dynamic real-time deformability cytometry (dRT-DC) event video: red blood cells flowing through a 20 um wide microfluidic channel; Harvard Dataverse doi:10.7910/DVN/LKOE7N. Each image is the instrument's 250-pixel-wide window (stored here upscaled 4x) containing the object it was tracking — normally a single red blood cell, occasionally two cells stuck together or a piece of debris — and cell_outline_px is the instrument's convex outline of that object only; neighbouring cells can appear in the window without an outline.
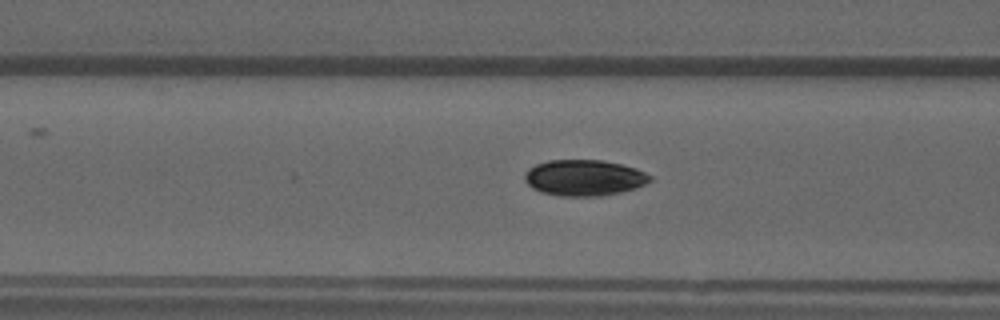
{"species": "common noctule bat (a hibernating species)", "species_latin": "Nyctalus noctula", "temperature_condition": "warm", "stored_images_in_passage": 11, "camera_frame_rate_fps": 3000, "um_per_image_px": 0.085, "animal": {"sex": "male", "forearm_length_mm": 52.5}, "frame": {"image": 1, "passage_image": 9, "time_ms": 2.667, "image_size_px": [1000, 320], "cell_outline_px": [[652, 180], [644, 184], [620, 192], [596, 196], [560, 196], [540, 192], [532, 188], [524, 180], [524, 172], [528, 168], [536, 164], [548, 160], [600, 160], [620, 164], [636, 168], [652, 176]], "centroid_in_image_um": [49.6, 15.1], "position_along_channel_um": 117.0, "area_um2": 26.24}}